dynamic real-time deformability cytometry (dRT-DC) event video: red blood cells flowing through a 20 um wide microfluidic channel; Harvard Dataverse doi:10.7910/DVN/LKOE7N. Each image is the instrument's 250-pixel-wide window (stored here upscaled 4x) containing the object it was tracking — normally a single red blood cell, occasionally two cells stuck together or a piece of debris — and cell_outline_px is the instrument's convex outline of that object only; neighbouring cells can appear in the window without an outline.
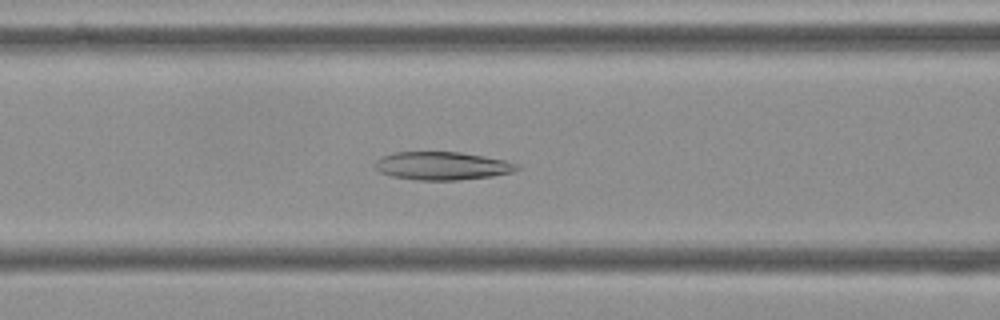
{"species": "Egyptian fruit bat (a non-hibernating species)", "species_latin": "Rousettus aegyptiacus", "temperature_condition": "cold", "stored_images_in_passage": 56, "camera_frame_rate_fps": 3000, "um_per_image_px": 0.085, "frame": {"image": 1, "passage_image": 22, "time_ms": 7.0, "image_size_px": [1000, 320], "cell_outline_px": [[520, 168], [512, 172], [492, 176], [456, 180], [420, 180], [392, 176], [380, 172], [376, 168], [376, 160], [384, 156], [396, 152], [460, 152], [484, 156], [504, 160], [520, 164]], "centroid_in_image_um": [37.63, 14.09], "position_along_channel_um": 129.0, "area_um2": 23.06}}
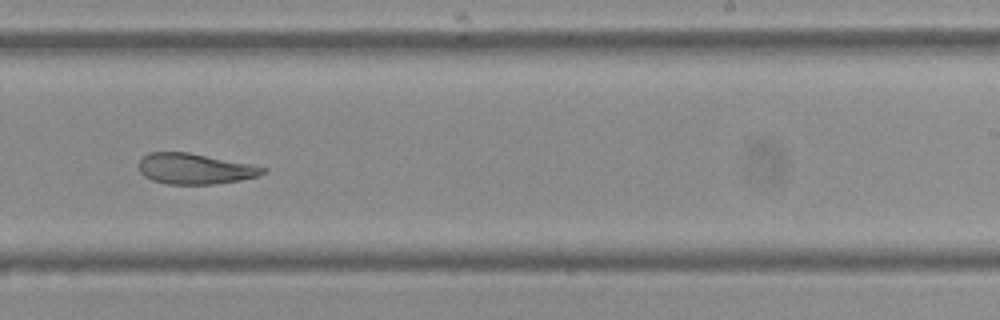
{"frame": {"image": 2, "passage_image": 34, "time_ms": 11.0, "image_size_px": [1000, 320], "cell_outline_px": [[268, 172], [256, 176], [240, 180], [212, 184], [168, 184], [152, 180], [144, 176], [140, 172], [136, 164], [148, 152], [188, 152], [268, 168]], "centroid_in_image_um": [16.52, 14.34], "position_along_channel_um": 272.5, "area_um2": 22.08}}
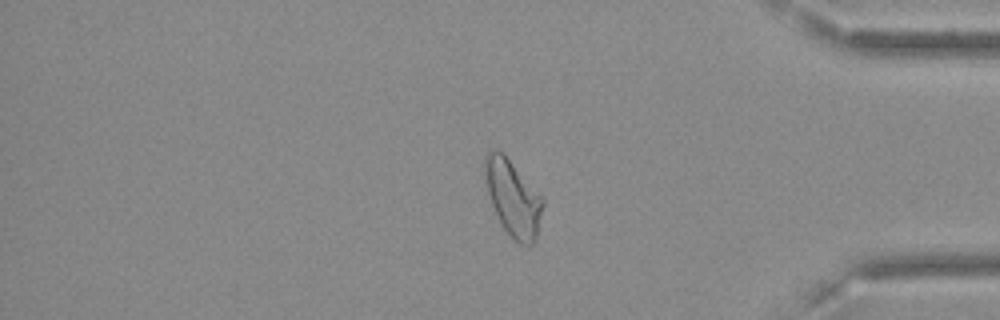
{"frame": {"image": 3, "passage_image": 46, "time_ms": 15.0, "image_size_px": [1000, 320], "cell_outline_px": [[544, 204], [536, 236], [532, 244], [528, 248], [520, 244], [504, 228], [492, 204], [488, 192], [484, 176], [484, 156], [492, 148], [496, 148], [504, 152], [544, 200]], "centroid_in_image_um": [43.59, 16.78], "position_along_channel_um": 391.6, "area_um2": 25.43}, "authors_computed_cell_mechanics": {"area_um2": 25.3742, "velocity_mm_per_s": 3.5898, "shape_relaxation_time_tau1_ms": null, "shape_relaxation_time_tau2_ms": 3.9879, "deformation_change_tau1": null, "deformation_change_tau2": 0.0984}}